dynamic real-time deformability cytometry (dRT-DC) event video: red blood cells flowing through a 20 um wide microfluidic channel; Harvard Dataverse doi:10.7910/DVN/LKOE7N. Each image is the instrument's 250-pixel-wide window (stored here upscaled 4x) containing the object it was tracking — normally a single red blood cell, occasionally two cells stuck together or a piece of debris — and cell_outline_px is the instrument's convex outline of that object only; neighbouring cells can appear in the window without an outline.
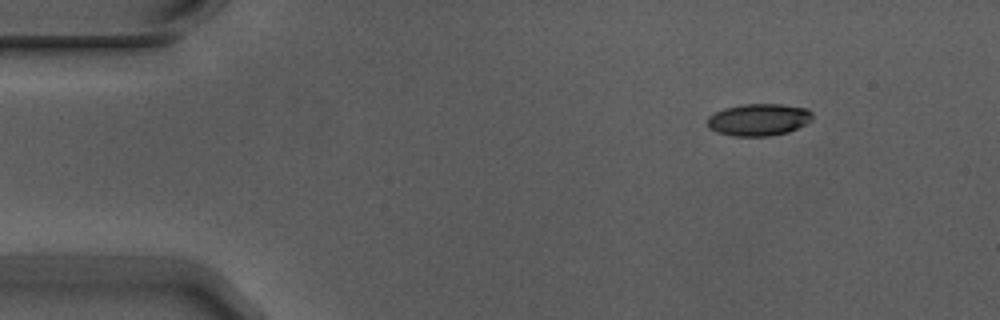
{"species": "Egyptian fruit bat (a non-hibernating species)", "species_latin": "Rousettus aegyptiacus", "temperature_condition": "warm", "stored_images_in_passage": 4, "camera_frame_rate_fps": 3000, "um_per_image_px": 0.085, "animal": {"sex": "male"}, "frame": {"image": 1, "passage_image": 1, "time_ms": 0.0, "image_size_px": [1000, 320], "cell_outline_px": [[812, 120], [788, 132], [768, 136], [732, 136], [716, 132], [708, 128], [708, 116], [724, 108], [744, 104], [780, 104], [808, 108], [812, 112]], "centroid_in_image_um": [64.48, 10.17], "position_along_channel_um": 20.5, "area_um2": 19.65}}
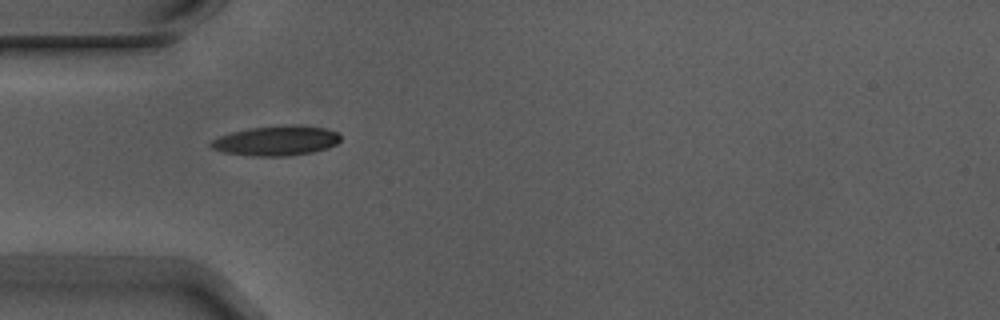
{"frame": {"image": 2, "passage_image": 4, "time_ms": 1.0, "image_size_px": [1000, 320], "cell_outline_px": [[340, 140], [336, 144], [328, 148], [312, 152], [288, 156], [256, 156], [224, 152], [212, 148], [208, 144], [212, 140], [220, 136], [232, 132], [252, 128], [284, 124], [300, 124], [324, 128], [336, 132], [340, 136]], "centroid_in_image_um": [23.51, 11.95], "position_along_channel_um": 61.5, "area_um2": 22.54}}